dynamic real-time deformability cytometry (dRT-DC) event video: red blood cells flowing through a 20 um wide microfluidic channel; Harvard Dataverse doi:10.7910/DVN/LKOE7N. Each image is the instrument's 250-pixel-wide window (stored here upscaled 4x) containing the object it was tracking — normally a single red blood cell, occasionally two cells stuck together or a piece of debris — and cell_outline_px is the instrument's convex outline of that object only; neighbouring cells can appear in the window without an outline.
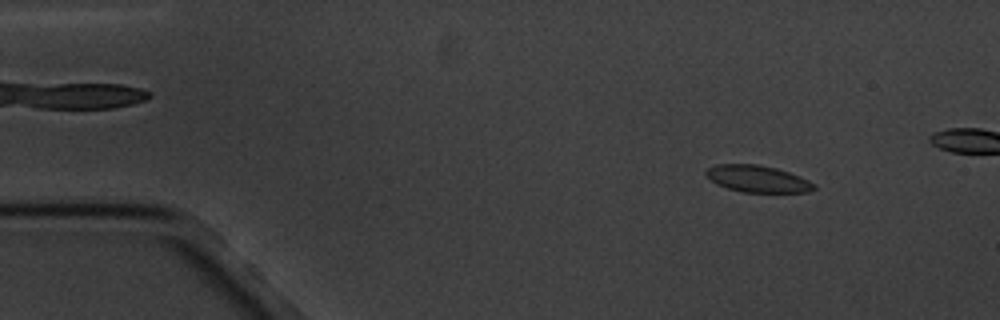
{"species": "common noctule bat (a hibernating species)", "species_latin": "Nyctalus noctula", "temperature_condition": "cold", "stored_images_in_passage": 4, "camera_frame_rate_fps": 3000, "um_per_image_px": 0.085, "animal": {"sex": "male", "body_mass_g": 20.1, "forearm_length_mm": 53.5}, "frame": {"image": 1, "passage_image": 1, "time_ms": 0.0, "image_size_px": [1000, 320], "cell_outline_px": [[816, 188], [808, 192], [744, 192], [728, 188], [716, 184], [704, 176], [704, 172], [708, 168], [716, 164], [756, 164], [776, 168], [800, 176], [816, 184]], "centroid_in_image_um": [64.37, 15.2], "position_along_channel_um": 20.6, "area_um2": 16.94}}